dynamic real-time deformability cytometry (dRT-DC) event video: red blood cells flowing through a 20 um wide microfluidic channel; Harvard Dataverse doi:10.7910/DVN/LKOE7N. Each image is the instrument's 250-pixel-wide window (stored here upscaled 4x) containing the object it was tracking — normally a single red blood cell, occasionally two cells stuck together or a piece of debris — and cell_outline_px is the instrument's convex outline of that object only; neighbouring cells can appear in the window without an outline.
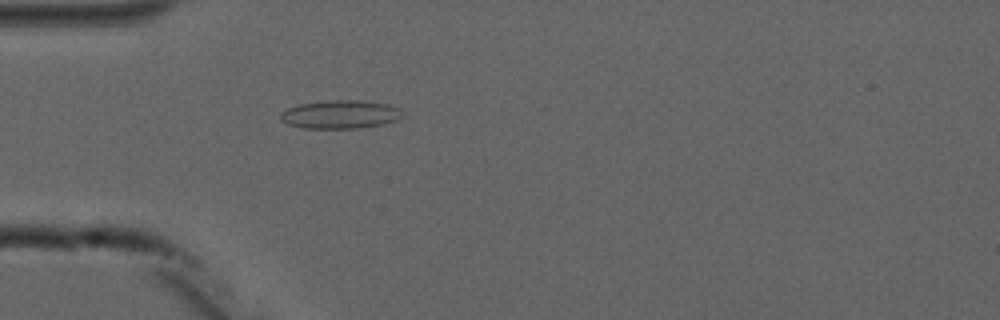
{"species": "common noctule bat (a hibernating species)", "species_latin": "Nyctalus noctula", "temperature_condition": "cold", "stored_images_in_passage": 5, "camera_frame_rate_fps": 3000, "um_per_image_px": 0.085, "animal": {"sex": "male", "forearm_length_mm": 52.5}, "frame": {"image": 1, "passage_image": 5, "time_ms": 4.667, "image_size_px": [1000, 320], "cell_outline_px": [[404, 116], [396, 120], [384, 124], [356, 128], [304, 128], [288, 124], [280, 120], [280, 112], [288, 108], [300, 104], [328, 100], [364, 100], [388, 104], [400, 108]], "centroid_in_image_um": [28.94, 9.72], "position_along_channel_um": 56.1, "area_um2": 20.29}}